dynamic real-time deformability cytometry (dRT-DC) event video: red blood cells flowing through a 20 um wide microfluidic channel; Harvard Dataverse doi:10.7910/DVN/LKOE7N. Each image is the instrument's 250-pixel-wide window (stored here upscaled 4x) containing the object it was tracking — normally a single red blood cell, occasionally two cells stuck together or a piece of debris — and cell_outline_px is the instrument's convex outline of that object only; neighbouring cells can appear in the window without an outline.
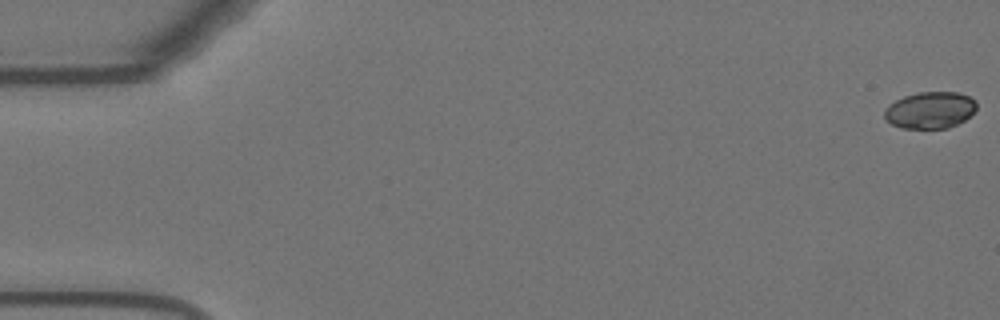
{"species": "Egyptian fruit bat (a non-hibernating species)", "species_latin": "Rousettus aegyptiacus", "temperature_condition": "warm", "stored_images_in_passage": 56, "camera_frame_rate_fps": 3000, "um_per_image_px": 0.085, "animal": {"sex": "female"}, "frame": {"image": 1, "passage_image": 1, "time_ms": 0.0, "image_size_px": [1000, 320], "cell_outline_px": [[976, 108], [964, 120], [948, 128], [900, 128], [884, 120], [884, 108], [888, 104], [904, 96], [920, 92], [956, 92], [968, 96], [976, 100]], "centroid_in_image_um": [79.01, 9.36], "position_along_channel_um": 6.0, "area_um2": 19.71}}
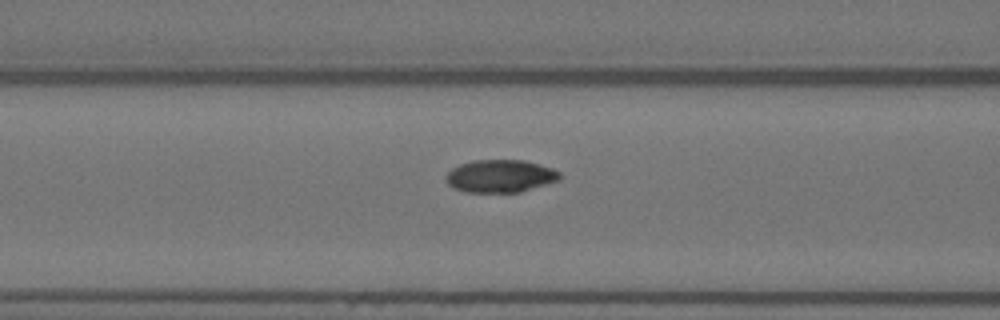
{"frame": {"image": 2, "passage_image": 23, "time_ms": 7.333, "image_size_px": [1000, 320], "cell_outline_px": [[560, 180], [520, 192], [464, 192], [452, 188], [448, 184], [444, 176], [452, 168], [460, 164], [476, 160], [524, 160], [552, 168], [560, 172]], "centroid_in_image_um": [42.5, 14.97], "position_along_channel_um": 124.1, "area_um2": 21.73}}
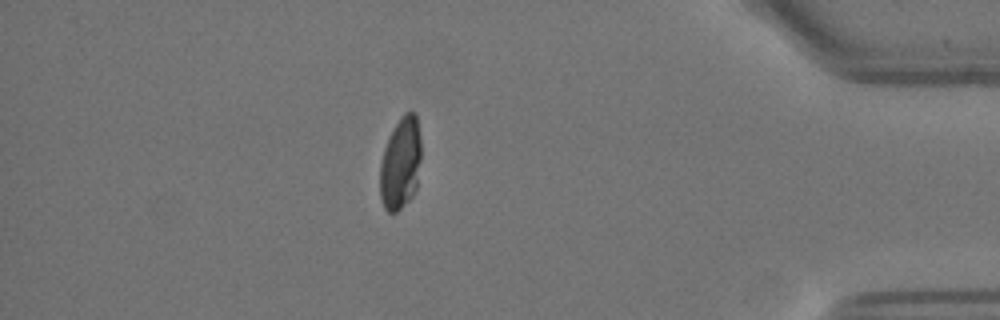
{"frame": {"image": 3, "passage_image": 49, "time_ms": 16.0, "image_size_px": [1000, 320], "cell_outline_px": [[420, 160], [416, 188], [412, 196], [396, 212], [388, 212], [384, 208], [380, 196], [380, 164], [384, 148], [400, 116], [404, 112], [416, 112], [420, 136]], "centroid_in_image_um": [34.05, 13.87], "position_along_channel_um": 401.2, "area_um2": 21.96}, "authors_computed_cell_mechanics": {"area_um2": 21.3282, "velocity_mm_per_s": 3.671, "shape_relaxation_time_tau1_ms": null, "shape_relaxation_time_tau2_ms": 1.0548, "deformation_change_tau1": null, "deformation_change_tau2": 0.0351}}